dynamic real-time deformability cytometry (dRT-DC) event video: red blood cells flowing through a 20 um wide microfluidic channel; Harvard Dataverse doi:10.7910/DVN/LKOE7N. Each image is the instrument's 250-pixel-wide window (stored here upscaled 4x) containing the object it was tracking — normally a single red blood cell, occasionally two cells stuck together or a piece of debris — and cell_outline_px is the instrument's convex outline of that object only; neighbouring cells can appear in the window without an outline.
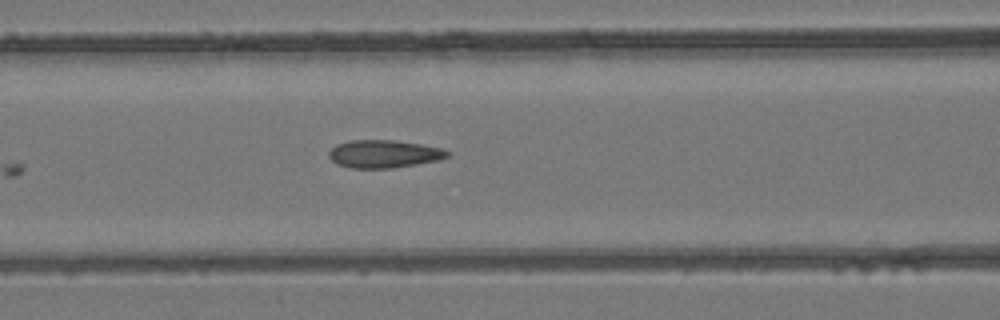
{"species": "common noctule bat (a hibernating species)", "species_latin": "Nyctalus noctula", "temperature_condition": "room temperature", "stored_images_in_passage": 5, "camera_frame_rate_fps": 3000, "um_per_image_px": 0.085, "animal": {"sex": "female", "body_mass_g": 24.6, "forearm_length_mm": 56.2}, "frame": {"image": 1, "passage_image": 5, "time_ms": 4.333, "image_size_px": [1000, 320], "cell_outline_px": [[452, 156], [440, 160], [392, 168], [352, 168], [336, 164], [328, 156], [328, 152], [336, 144], [352, 140], [392, 140], [420, 144], [440, 148], [452, 152]], "centroid_in_image_um": [32.66, 13.08], "position_along_channel_um": 133.9, "area_um2": 19.31}}